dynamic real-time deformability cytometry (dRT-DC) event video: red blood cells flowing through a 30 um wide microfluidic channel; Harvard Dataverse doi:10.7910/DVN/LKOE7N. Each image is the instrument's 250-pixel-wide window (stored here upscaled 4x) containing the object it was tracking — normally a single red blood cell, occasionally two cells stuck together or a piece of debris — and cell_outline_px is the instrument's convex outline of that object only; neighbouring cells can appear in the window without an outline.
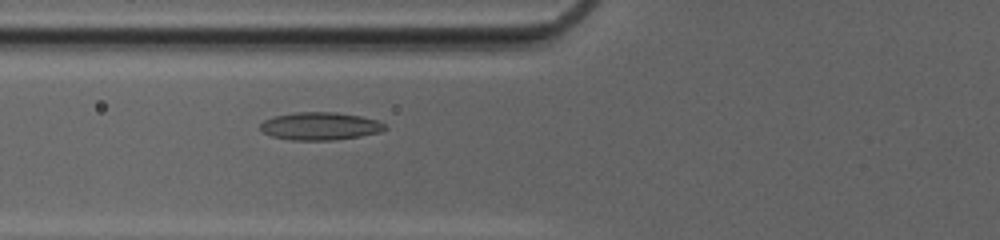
{"species": "common noctule bat (a hibernating species)", "species_latin": "Nyctalus noctula", "temperature_condition": "cold", "stored_images_in_passage": 44, "camera_frame_rate_fps": 3000, "um_per_image_px": 0.085, "animal": {"sex": "female", "body_mass_g": 20.0, "forearm_length_mm": 54.0}, "frame": {"image": 1, "passage_image": 14, "time_ms": 4.333, "image_size_px": [1000, 240], "cell_outline_px": [[388, 128], [380, 132], [360, 136], [336, 140], [292, 140], [272, 136], [264, 132], [260, 128], [260, 124], [264, 120], [272, 116], [296, 112], [336, 112], [360, 116], [376, 120], [384, 124]], "centroid_in_image_um": [27.2, 10.72], "position_along_channel_um": 98.6, "area_um2": 20.17}}
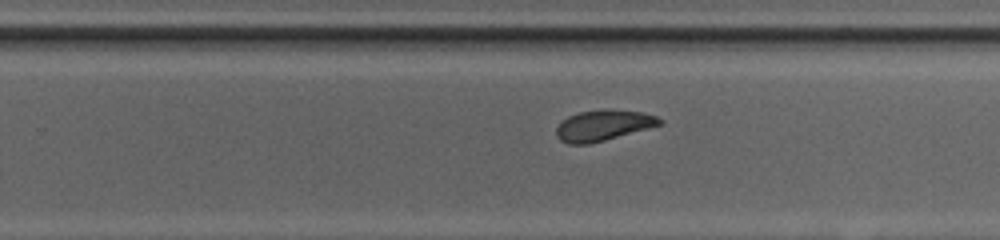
{"frame": {"image": 2, "passage_image": 27, "time_ms": 8.667, "image_size_px": [1000, 240], "cell_outline_px": [[664, 124], [604, 140], [588, 144], [568, 144], [560, 140], [556, 136], [556, 128], [568, 116], [580, 112], [604, 108], [644, 112], [656, 116], [664, 120]], "centroid_in_image_um": [51.31, 10.64], "position_along_channel_um": 278.5, "area_um2": 18.61}}
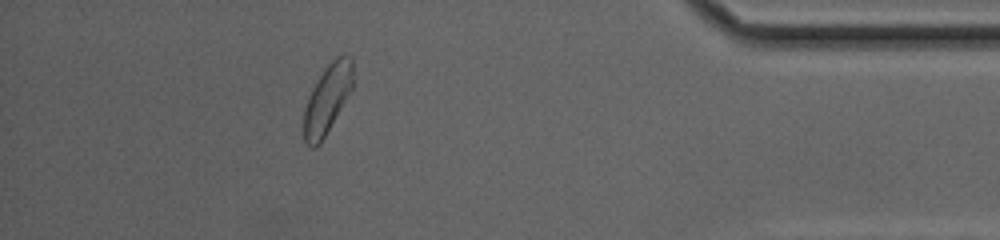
{"frame": {"image": 3, "passage_image": 39, "time_ms": 12.667, "image_size_px": [1000, 240], "cell_outline_px": [[352, 88], [320, 144], [312, 148], [304, 140], [304, 108], [308, 96], [312, 88], [324, 68], [336, 56], [352, 56]], "centroid_in_image_um": [27.8, 8.41], "position_along_channel_um": 407.4, "area_um2": 19.36}, "authors_computed_cell_mechanics": {"area_um2": 19.2474, "velocity_mm_per_s": 4.1604, "shape_relaxation_time_tau1_ms": 5.2691, "shape_relaxation_time_tau2_ms": 4.364, "deformation_change_tau1": 0.1229, "deformation_change_tau2": 0.1033}}